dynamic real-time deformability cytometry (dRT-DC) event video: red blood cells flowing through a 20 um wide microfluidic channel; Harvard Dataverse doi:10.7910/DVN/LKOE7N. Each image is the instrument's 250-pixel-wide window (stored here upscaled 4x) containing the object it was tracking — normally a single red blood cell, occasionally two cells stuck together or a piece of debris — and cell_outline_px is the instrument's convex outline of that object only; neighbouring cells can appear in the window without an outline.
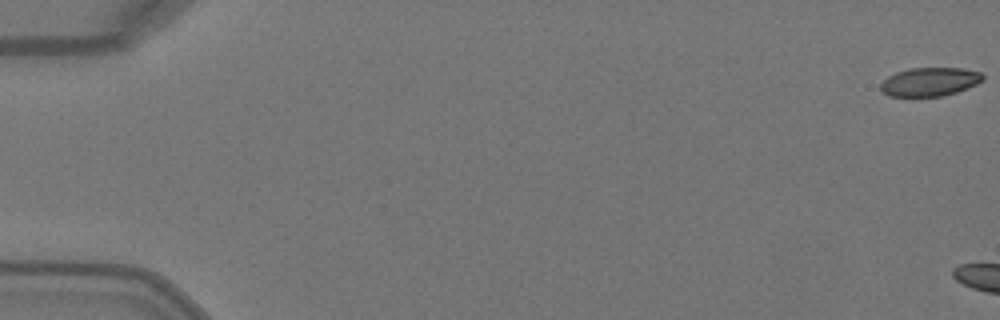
{"species": "Egyptian fruit bat (a non-hibernating species)", "species_latin": "Rousettus aegyptiacus", "temperature_condition": "warm", "stored_images_in_passage": 3, "camera_frame_rate_fps": 3000, "um_per_image_px": 0.085, "animal": {"sex": "female"}, "frame": {"image": 1, "passage_image": 1, "time_ms": 0.0, "image_size_px": [1000, 320], "cell_outline_px": [[984, 80], [976, 84], [956, 92], [940, 96], [888, 96], [880, 88], [880, 84], [888, 76], [896, 72], [912, 68], [964, 68], [980, 72], [984, 76]], "centroid_in_image_um": [79.03, 6.94], "position_along_channel_um": 6.0, "area_um2": 16.94}}